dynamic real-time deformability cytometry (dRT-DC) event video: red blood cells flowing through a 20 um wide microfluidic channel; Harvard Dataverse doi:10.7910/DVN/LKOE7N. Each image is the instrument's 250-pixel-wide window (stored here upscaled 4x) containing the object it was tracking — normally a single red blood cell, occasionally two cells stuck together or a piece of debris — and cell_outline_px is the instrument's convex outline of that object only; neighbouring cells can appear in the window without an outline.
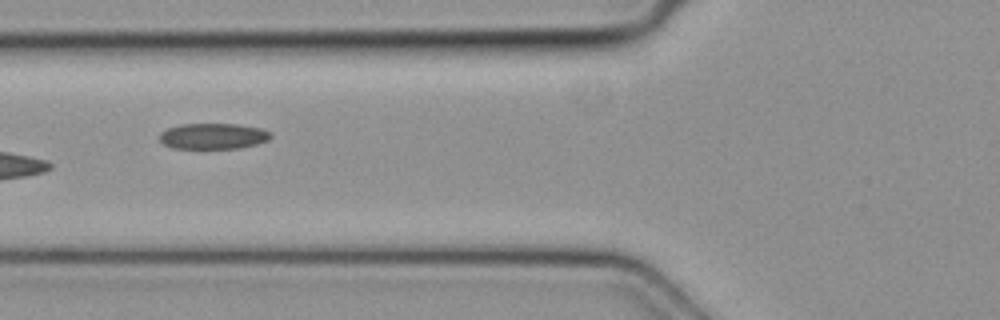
{"species": "common noctule bat (a hibernating species)", "species_latin": "Nyctalus noctula", "temperature_condition": "cold", "stored_images_in_passage": 5, "camera_frame_rate_fps": 3000, "um_per_image_px": 0.085, "animal": {"sex": "female", "body_mass_g": 19.3, "forearm_length_mm": 54.1}, "frame": {"image": 1, "passage_image": 5, "time_ms": 1.333, "image_size_px": [1000, 320], "cell_outline_px": [[272, 136], [268, 140], [256, 144], [240, 148], [172, 148], [164, 144], [160, 140], [160, 132], [168, 128], [180, 124], [236, 124], [260, 128], [272, 132]], "centroid_in_image_um": [18.13, 11.57], "position_along_channel_um": 107.7, "area_um2": 16.7}}